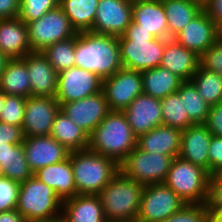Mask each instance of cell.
<instances>
[{"mask_svg": "<svg viewBox=\"0 0 222 222\" xmlns=\"http://www.w3.org/2000/svg\"><path fill=\"white\" fill-rule=\"evenodd\" d=\"M25 104V97L5 94L0 122L22 127L25 113Z\"/></svg>", "mask_w": 222, "mask_h": 222, "instance_id": "obj_38", "label": "cell"}, {"mask_svg": "<svg viewBox=\"0 0 222 222\" xmlns=\"http://www.w3.org/2000/svg\"><path fill=\"white\" fill-rule=\"evenodd\" d=\"M167 18L168 34L174 38L203 9L189 0H161Z\"/></svg>", "mask_w": 222, "mask_h": 222, "instance_id": "obj_30", "label": "cell"}, {"mask_svg": "<svg viewBox=\"0 0 222 222\" xmlns=\"http://www.w3.org/2000/svg\"><path fill=\"white\" fill-rule=\"evenodd\" d=\"M31 96L55 97L58 86V73L42 52L26 55Z\"/></svg>", "mask_w": 222, "mask_h": 222, "instance_id": "obj_20", "label": "cell"}, {"mask_svg": "<svg viewBox=\"0 0 222 222\" xmlns=\"http://www.w3.org/2000/svg\"><path fill=\"white\" fill-rule=\"evenodd\" d=\"M102 86L97 74L74 66L58 73L55 98L59 103L77 101L102 91Z\"/></svg>", "mask_w": 222, "mask_h": 222, "instance_id": "obj_12", "label": "cell"}, {"mask_svg": "<svg viewBox=\"0 0 222 222\" xmlns=\"http://www.w3.org/2000/svg\"><path fill=\"white\" fill-rule=\"evenodd\" d=\"M75 66L97 74L101 79L123 68L118 37L80 32L76 34Z\"/></svg>", "mask_w": 222, "mask_h": 222, "instance_id": "obj_1", "label": "cell"}, {"mask_svg": "<svg viewBox=\"0 0 222 222\" xmlns=\"http://www.w3.org/2000/svg\"><path fill=\"white\" fill-rule=\"evenodd\" d=\"M63 222H107L98 195H75L62 202Z\"/></svg>", "mask_w": 222, "mask_h": 222, "instance_id": "obj_26", "label": "cell"}, {"mask_svg": "<svg viewBox=\"0 0 222 222\" xmlns=\"http://www.w3.org/2000/svg\"><path fill=\"white\" fill-rule=\"evenodd\" d=\"M0 175L20 183L34 175L26 160L23 143L6 151L3 162H0Z\"/></svg>", "mask_w": 222, "mask_h": 222, "instance_id": "obj_33", "label": "cell"}, {"mask_svg": "<svg viewBox=\"0 0 222 222\" xmlns=\"http://www.w3.org/2000/svg\"><path fill=\"white\" fill-rule=\"evenodd\" d=\"M206 206L207 209L222 208V182H219L213 175H210L209 179Z\"/></svg>", "mask_w": 222, "mask_h": 222, "instance_id": "obj_45", "label": "cell"}, {"mask_svg": "<svg viewBox=\"0 0 222 222\" xmlns=\"http://www.w3.org/2000/svg\"><path fill=\"white\" fill-rule=\"evenodd\" d=\"M207 222H222V208L207 209Z\"/></svg>", "mask_w": 222, "mask_h": 222, "instance_id": "obj_49", "label": "cell"}, {"mask_svg": "<svg viewBox=\"0 0 222 222\" xmlns=\"http://www.w3.org/2000/svg\"><path fill=\"white\" fill-rule=\"evenodd\" d=\"M182 130L165 125L157 126L137 137V147L148 153L179 157Z\"/></svg>", "mask_w": 222, "mask_h": 222, "instance_id": "obj_23", "label": "cell"}, {"mask_svg": "<svg viewBox=\"0 0 222 222\" xmlns=\"http://www.w3.org/2000/svg\"><path fill=\"white\" fill-rule=\"evenodd\" d=\"M137 146V136L123 111H110L89 135L88 148L113 159L118 165Z\"/></svg>", "mask_w": 222, "mask_h": 222, "instance_id": "obj_2", "label": "cell"}, {"mask_svg": "<svg viewBox=\"0 0 222 222\" xmlns=\"http://www.w3.org/2000/svg\"><path fill=\"white\" fill-rule=\"evenodd\" d=\"M60 110L88 135L111 111L103 90L77 101L60 103Z\"/></svg>", "mask_w": 222, "mask_h": 222, "instance_id": "obj_15", "label": "cell"}, {"mask_svg": "<svg viewBox=\"0 0 222 222\" xmlns=\"http://www.w3.org/2000/svg\"><path fill=\"white\" fill-rule=\"evenodd\" d=\"M20 182L0 175V212L17 207Z\"/></svg>", "mask_w": 222, "mask_h": 222, "instance_id": "obj_39", "label": "cell"}, {"mask_svg": "<svg viewBox=\"0 0 222 222\" xmlns=\"http://www.w3.org/2000/svg\"><path fill=\"white\" fill-rule=\"evenodd\" d=\"M34 176L51 187L62 201L77 195L70 157L62 162L39 168L34 172Z\"/></svg>", "mask_w": 222, "mask_h": 222, "instance_id": "obj_24", "label": "cell"}, {"mask_svg": "<svg viewBox=\"0 0 222 222\" xmlns=\"http://www.w3.org/2000/svg\"><path fill=\"white\" fill-rule=\"evenodd\" d=\"M102 90L112 111H123L143 93L140 71L121 68L114 75L103 79Z\"/></svg>", "mask_w": 222, "mask_h": 222, "instance_id": "obj_11", "label": "cell"}, {"mask_svg": "<svg viewBox=\"0 0 222 222\" xmlns=\"http://www.w3.org/2000/svg\"><path fill=\"white\" fill-rule=\"evenodd\" d=\"M60 0H20L18 18L26 25L59 6Z\"/></svg>", "mask_w": 222, "mask_h": 222, "instance_id": "obj_37", "label": "cell"}, {"mask_svg": "<svg viewBox=\"0 0 222 222\" xmlns=\"http://www.w3.org/2000/svg\"><path fill=\"white\" fill-rule=\"evenodd\" d=\"M0 50L10 59L31 53L27 25L16 18L0 19Z\"/></svg>", "mask_w": 222, "mask_h": 222, "instance_id": "obj_22", "label": "cell"}, {"mask_svg": "<svg viewBox=\"0 0 222 222\" xmlns=\"http://www.w3.org/2000/svg\"><path fill=\"white\" fill-rule=\"evenodd\" d=\"M143 93L153 98L163 99L176 93L184 82L177 75L161 66L141 72Z\"/></svg>", "mask_w": 222, "mask_h": 222, "instance_id": "obj_28", "label": "cell"}, {"mask_svg": "<svg viewBox=\"0 0 222 222\" xmlns=\"http://www.w3.org/2000/svg\"><path fill=\"white\" fill-rule=\"evenodd\" d=\"M0 222H26L24 217L16 210L0 212Z\"/></svg>", "mask_w": 222, "mask_h": 222, "instance_id": "obj_48", "label": "cell"}, {"mask_svg": "<svg viewBox=\"0 0 222 222\" xmlns=\"http://www.w3.org/2000/svg\"><path fill=\"white\" fill-rule=\"evenodd\" d=\"M203 10L219 28L222 26V0H210Z\"/></svg>", "mask_w": 222, "mask_h": 222, "instance_id": "obj_47", "label": "cell"}, {"mask_svg": "<svg viewBox=\"0 0 222 222\" xmlns=\"http://www.w3.org/2000/svg\"><path fill=\"white\" fill-rule=\"evenodd\" d=\"M200 66L222 77V39L219 38L200 56Z\"/></svg>", "mask_w": 222, "mask_h": 222, "instance_id": "obj_41", "label": "cell"}, {"mask_svg": "<svg viewBox=\"0 0 222 222\" xmlns=\"http://www.w3.org/2000/svg\"><path fill=\"white\" fill-rule=\"evenodd\" d=\"M20 11V0H0V19L16 18Z\"/></svg>", "mask_w": 222, "mask_h": 222, "instance_id": "obj_46", "label": "cell"}, {"mask_svg": "<svg viewBox=\"0 0 222 222\" xmlns=\"http://www.w3.org/2000/svg\"><path fill=\"white\" fill-rule=\"evenodd\" d=\"M172 161L171 156L148 153L136 146L119 164V171L144 186L164 183Z\"/></svg>", "mask_w": 222, "mask_h": 222, "instance_id": "obj_8", "label": "cell"}, {"mask_svg": "<svg viewBox=\"0 0 222 222\" xmlns=\"http://www.w3.org/2000/svg\"><path fill=\"white\" fill-rule=\"evenodd\" d=\"M10 58L6 56L1 50H0V80H1V75L5 70V67L8 63Z\"/></svg>", "mask_w": 222, "mask_h": 222, "instance_id": "obj_50", "label": "cell"}, {"mask_svg": "<svg viewBox=\"0 0 222 222\" xmlns=\"http://www.w3.org/2000/svg\"><path fill=\"white\" fill-rule=\"evenodd\" d=\"M211 136L205 124H193L182 130L179 157L209 172Z\"/></svg>", "mask_w": 222, "mask_h": 222, "instance_id": "obj_19", "label": "cell"}, {"mask_svg": "<svg viewBox=\"0 0 222 222\" xmlns=\"http://www.w3.org/2000/svg\"><path fill=\"white\" fill-rule=\"evenodd\" d=\"M99 0H60L59 6L77 32L91 31Z\"/></svg>", "mask_w": 222, "mask_h": 222, "instance_id": "obj_31", "label": "cell"}, {"mask_svg": "<svg viewBox=\"0 0 222 222\" xmlns=\"http://www.w3.org/2000/svg\"><path fill=\"white\" fill-rule=\"evenodd\" d=\"M23 141L24 133L21 126L0 122V145L19 144Z\"/></svg>", "mask_w": 222, "mask_h": 222, "instance_id": "obj_42", "label": "cell"}, {"mask_svg": "<svg viewBox=\"0 0 222 222\" xmlns=\"http://www.w3.org/2000/svg\"><path fill=\"white\" fill-rule=\"evenodd\" d=\"M62 200L34 175L20 184L16 210L26 222L52 221L62 216Z\"/></svg>", "mask_w": 222, "mask_h": 222, "instance_id": "obj_6", "label": "cell"}, {"mask_svg": "<svg viewBox=\"0 0 222 222\" xmlns=\"http://www.w3.org/2000/svg\"><path fill=\"white\" fill-rule=\"evenodd\" d=\"M132 21L155 38L171 39L167 18L161 0H150L132 4Z\"/></svg>", "mask_w": 222, "mask_h": 222, "instance_id": "obj_25", "label": "cell"}, {"mask_svg": "<svg viewBox=\"0 0 222 222\" xmlns=\"http://www.w3.org/2000/svg\"><path fill=\"white\" fill-rule=\"evenodd\" d=\"M162 222H207L206 203L186 204Z\"/></svg>", "mask_w": 222, "mask_h": 222, "instance_id": "obj_40", "label": "cell"}, {"mask_svg": "<svg viewBox=\"0 0 222 222\" xmlns=\"http://www.w3.org/2000/svg\"><path fill=\"white\" fill-rule=\"evenodd\" d=\"M220 38V28L202 10L174 39L188 50L201 56Z\"/></svg>", "mask_w": 222, "mask_h": 222, "instance_id": "obj_16", "label": "cell"}, {"mask_svg": "<svg viewBox=\"0 0 222 222\" xmlns=\"http://www.w3.org/2000/svg\"><path fill=\"white\" fill-rule=\"evenodd\" d=\"M200 56L179 44L174 38L165 39L160 66L168 69L183 81H190L199 67Z\"/></svg>", "mask_w": 222, "mask_h": 222, "instance_id": "obj_21", "label": "cell"}, {"mask_svg": "<svg viewBox=\"0 0 222 222\" xmlns=\"http://www.w3.org/2000/svg\"><path fill=\"white\" fill-rule=\"evenodd\" d=\"M23 146L33 173L39 168L64 161L70 153L51 136L24 137Z\"/></svg>", "mask_w": 222, "mask_h": 222, "instance_id": "obj_18", "label": "cell"}, {"mask_svg": "<svg viewBox=\"0 0 222 222\" xmlns=\"http://www.w3.org/2000/svg\"><path fill=\"white\" fill-rule=\"evenodd\" d=\"M189 1H191L194 4L198 5L202 9H204L208 5V3L210 2V0H189Z\"/></svg>", "mask_w": 222, "mask_h": 222, "instance_id": "obj_52", "label": "cell"}, {"mask_svg": "<svg viewBox=\"0 0 222 222\" xmlns=\"http://www.w3.org/2000/svg\"><path fill=\"white\" fill-rule=\"evenodd\" d=\"M4 100H5V93L0 91V116H1L2 108H3Z\"/></svg>", "mask_w": 222, "mask_h": 222, "instance_id": "obj_54", "label": "cell"}, {"mask_svg": "<svg viewBox=\"0 0 222 222\" xmlns=\"http://www.w3.org/2000/svg\"><path fill=\"white\" fill-rule=\"evenodd\" d=\"M190 81L210 106L222 102V77L219 74L199 65Z\"/></svg>", "mask_w": 222, "mask_h": 222, "instance_id": "obj_34", "label": "cell"}, {"mask_svg": "<svg viewBox=\"0 0 222 222\" xmlns=\"http://www.w3.org/2000/svg\"><path fill=\"white\" fill-rule=\"evenodd\" d=\"M59 110L60 103L55 97H27L22 124L24 137L50 136Z\"/></svg>", "mask_w": 222, "mask_h": 222, "instance_id": "obj_13", "label": "cell"}, {"mask_svg": "<svg viewBox=\"0 0 222 222\" xmlns=\"http://www.w3.org/2000/svg\"><path fill=\"white\" fill-rule=\"evenodd\" d=\"M75 42L76 35L58 41L42 51L57 73L75 66Z\"/></svg>", "mask_w": 222, "mask_h": 222, "instance_id": "obj_35", "label": "cell"}, {"mask_svg": "<svg viewBox=\"0 0 222 222\" xmlns=\"http://www.w3.org/2000/svg\"><path fill=\"white\" fill-rule=\"evenodd\" d=\"M50 136L70 152L88 148L89 135L62 110L54 118Z\"/></svg>", "mask_w": 222, "mask_h": 222, "instance_id": "obj_27", "label": "cell"}, {"mask_svg": "<svg viewBox=\"0 0 222 222\" xmlns=\"http://www.w3.org/2000/svg\"><path fill=\"white\" fill-rule=\"evenodd\" d=\"M212 135L222 137V102L210 106L204 123Z\"/></svg>", "mask_w": 222, "mask_h": 222, "instance_id": "obj_44", "label": "cell"}, {"mask_svg": "<svg viewBox=\"0 0 222 222\" xmlns=\"http://www.w3.org/2000/svg\"><path fill=\"white\" fill-rule=\"evenodd\" d=\"M186 203L165 183L144 187L136 222H162Z\"/></svg>", "mask_w": 222, "mask_h": 222, "instance_id": "obj_10", "label": "cell"}, {"mask_svg": "<svg viewBox=\"0 0 222 222\" xmlns=\"http://www.w3.org/2000/svg\"><path fill=\"white\" fill-rule=\"evenodd\" d=\"M220 38L222 39V26L220 27Z\"/></svg>", "mask_w": 222, "mask_h": 222, "instance_id": "obj_57", "label": "cell"}, {"mask_svg": "<svg viewBox=\"0 0 222 222\" xmlns=\"http://www.w3.org/2000/svg\"><path fill=\"white\" fill-rule=\"evenodd\" d=\"M210 174L204 168L175 157L165 184L186 204H204L208 198Z\"/></svg>", "mask_w": 222, "mask_h": 222, "instance_id": "obj_7", "label": "cell"}, {"mask_svg": "<svg viewBox=\"0 0 222 222\" xmlns=\"http://www.w3.org/2000/svg\"><path fill=\"white\" fill-rule=\"evenodd\" d=\"M27 27L32 52H42L48 46L77 34L60 6L29 22Z\"/></svg>", "mask_w": 222, "mask_h": 222, "instance_id": "obj_9", "label": "cell"}, {"mask_svg": "<svg viewBox=\"0 0 222 222\" xmlns=\"http://www.w3.org/2000/svg\"><path fill=\"white\" fill-rule=\"evenodd\" d=\"M0 91L6 95L20 97L31 96V84L28 78L26 56L10 59L1 75Z\"/></svg>", "mask_w": 222, "mask_h": 222, "instance_id": "obj_29", "label": "cell"}, {"mask_svg": "<svg viewBox=\"0 0 222 222\" xmlns=\"http://www.w3.org/2000/svg\"><path fill=\"white\" fill-rule=\"evenodd\" d=\"M15 145L16 144H9V143H6V145H0V162H3L6 151L12 149Z\"/></svg>", "mask_w": 222, "mask_h": 222, "instance_id": "obj_51", "label": "cell"}, {"mask_svg": "<svg viewBox=\"0 0 222 222\" xmlns=\"http://www.w3.org/2000/svg\"><path fill=\"white\" fill-rule=\"evenodd\" d=\"M130 3H136V2H143V1H150V0H128Z\"/></svg>", "mask_w": 222, "mask_h": 222, "instance_id": "obj_55", "label": "cell"}, {"mask_svg": "<svg viewBox=\"0 0 222 222\" xmlns=\"http://www.w3.org/2000/svg\"><path fill=\"white\" fill-rule=\"evenodd\" d=\"M144 185L120 171L99 192L107 222H136Z\"/></svg>", "mask_w": 222, "mask_h": 222, "instance_id": "obj_3", "label": "cell"}, {"mask_svg": "<svg viewBox=\"0 0 222 222\" xmlns=\"http://www.w3.org/2000/svg\"><path fill=\"white\" fill-rule=\"evenodd\" d=\"M38 222H63L61 218L52 221H38Z\"/></svg>", "mask_w": 222, "mask_h": 222, "instance_id": "obj_56", "label": "cell"}, {"mask_svg": "<svg viewBox=\"0 0 222 222\" xmlns=\"http://www.w3.org/2000/svg\"><path fill=\"white\" fill-rule=\"evenodd\" d=\"M219 182H222V166L212 174Z\"/></svg>", "mask_w": 222, "mask_h": 222, "instance_id": "obj_53", "label": "cell"}, {"mask_svg": "<svg viewBox=\"0 0 222 222\" xmlns=\"http://www.w3.org/2000/svg\"><path fill=\"white\" fill-rule=\"evenodd\" d=\"M162 106L163 125L184 130L193 123L184 111L183 101L176 92L160 99Z\"/></svg>", "mask_w": 222, "mask_h": 222, "instance_id": "obj_36", "label": "cell"}, {"mask_svg": "<svg viewBox=\"0 0 222 222\" xmlns=\"http://www.w3.org/2000/svg\"><path fill=\"white\" fill-rule=\"evenodd\" d=\"M133 133L138 137L163 125L160 99L141 93L123 110Z\"/></svg>", "mask_w": 222, "mask_h": 222, "instance_id": "obj_17", "label": "cell"}, {"mask_svg": "<svg viewBox=\"0 0 222 222\" xmlns=\"http://www.w3.org/2000/svg\"><path fill=\"white\" fill-rule=\"evenodd\" d=\"M118 42L123 68L142 72L160 66L165 39L155 38L139 24L132 21Z\"/></svg>", "mask_w": 222, "mask_h": 222, "instance_id": "obj_4", "label": "cell"}, {"mask_svg": "<svg viewBox=\"0 0 222 222\" xmlns=\"http://www.w3.org/2000/svg\"><path fill=\"white\" fill-rule=\"evenodd\" d=\"M183 101L184 111L193 124H204L208 117L210 105L199 94L191 81H184L177 90Z\"/></svg>", "mask_w": 222, "mask_h": 222, "instance_id": "obj_32", "label": "cell"}, {"mask_svg": "<svg viewBox=\"0 0 222 222\" xmlns=\"http://www.w3.org/2000/svg\"><path fill=\"white\" fill-rule=\"evenodd\" d=\"M209 174L222 166V137L212 135L209 145Z\"/></svg>", "mask_w": 222, "mask_h": 222, "instance_id": "obj_43", "label": "cell"}, {"mask_svg": "<svg viewBox=\"0 0 222 222\" xmlns=\"http://www.w3.org/2000/svg\"><path fill=\"white\" fill-rule=\"evenodd\" d=\"M132 22V3L128 0H99L90 32L123 36Z\"/></svg>", "mask_w": 222, "mask_h": 222, "instance_id": "obj_14", "label": "cell"}, {"mask_svg": "<svg viewBox=\"0 0 222 222\" xmlns=\"http://www.w3.org/2000/svg\"><path fill=\"white\" fill-rule=\"evenodd\" d=\"M69 157L78 195H98L119 171L113 159L89 148L72 151Z\"/></svg>", "mask_w": 222, "mask_h": 222, "instance_id": "obj_5", "label": "cell"}]
</instances>
